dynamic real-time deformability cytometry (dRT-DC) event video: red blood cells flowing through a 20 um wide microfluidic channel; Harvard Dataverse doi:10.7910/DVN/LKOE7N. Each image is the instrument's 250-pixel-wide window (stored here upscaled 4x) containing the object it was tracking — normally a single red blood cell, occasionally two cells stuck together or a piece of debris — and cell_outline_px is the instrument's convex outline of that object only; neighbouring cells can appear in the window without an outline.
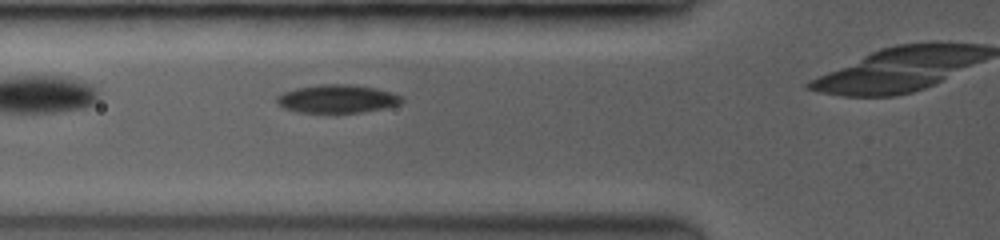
{"species": "common noctule bat (a hibernating species)", "species_latin": "Nyctalus noctula", "temperature_condition": "room temperature", "stored_images_in_passage": 3, "camera_frame_rate_fps": 3500, "um_per_image_px": 0.085, "animal": {"sex": "female", "body_mass_g": 19.0, "forearm_length_mm": 53.3}, "frame": {"image": 1, "passage_image": 2, "time_ms": 0.571, "image_size_px": [1000, 240], "cell_outline_px": [[404, 100], [396, 104], [380, 108], [360, 112], [300, 112], [284, 108], [276, 100], [284, 92], [300, 88], [320, 84], [348, 84], [376, 88], [400, 96]], "centroid_in_image_um": [28.65, 8.39], "position_along_channel_um": 97.2, "area_um2": 19.77}}